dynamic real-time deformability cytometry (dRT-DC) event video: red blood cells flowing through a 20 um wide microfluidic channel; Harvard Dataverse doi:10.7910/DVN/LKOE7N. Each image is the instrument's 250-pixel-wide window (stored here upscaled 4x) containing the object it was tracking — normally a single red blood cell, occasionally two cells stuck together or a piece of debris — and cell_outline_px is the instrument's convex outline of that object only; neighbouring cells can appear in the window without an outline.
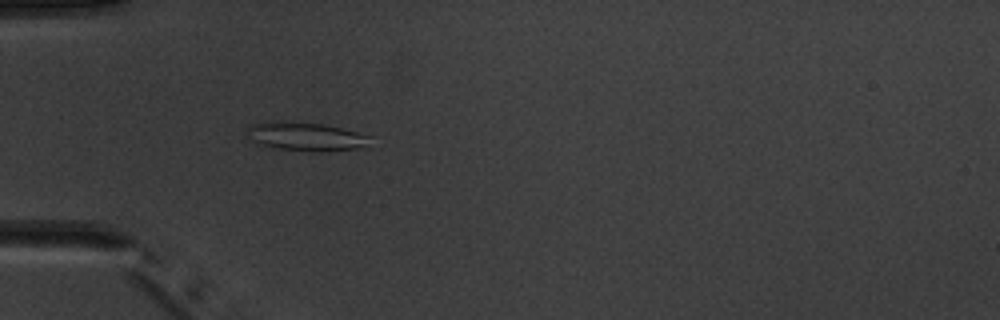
{"species": "common noctule bat (a hibernating species)", "species_latin": "Nyctalus noctula", "temperature_condition": "warm", "stored_images_in_passage": 5, "camera_frame_rate_fps": 3000, "um_per_image_px": 0.085, "animal": {"sex": "male", "body_mass_g": 20.1, "forearm_length_mm": 53.5}, "frame": {"image": 1, "passage_image": 5, "time_ms": 4.667, "image_size_px": [1000, 320], "cell_outline_px": [[372, 136], [364, 148], [320, 152], [312, 152], [272, 148], [260, 144], [252, 140], [248, 132], [248, 124], [324, 124]], "centroid_in_image_um": [26.1, 11.67], "position_along_channel_um": 58.9, "area_um2": 19.65}}